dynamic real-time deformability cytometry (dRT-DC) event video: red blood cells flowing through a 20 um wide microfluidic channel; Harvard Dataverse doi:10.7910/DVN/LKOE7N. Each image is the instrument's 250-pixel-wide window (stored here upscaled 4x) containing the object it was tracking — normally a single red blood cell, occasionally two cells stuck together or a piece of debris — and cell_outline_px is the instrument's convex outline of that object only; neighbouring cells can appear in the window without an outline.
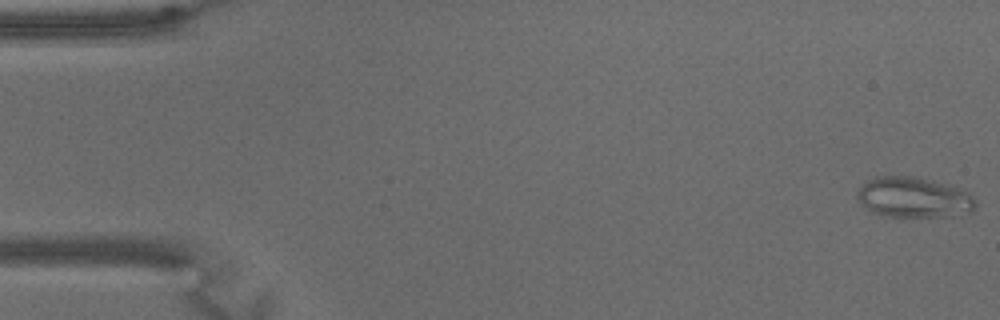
{"species": "common noctule bat (a hibernating species)", "species_latin": "Nyctalus noctula", "temperature_condition": "warm", "stored_images_in_passage": 64, "camera_frame_rate_fps": 3000, "um_per_image_px": 0.085, "animal": {"sex": "male", "body_mass_g": 15.6}, "frame": {"image": 1, "passage_image": 1, "time_ms": 0.0, "image_size_px": [1000, 320], "cell_outline_px": [[976, 208], [972, 212], [952, 216], [888, 216], [872, 212], [864, 208], [856, 200], [856, 192], [868, 180], [876, 176], [916, 176], [932, 180], [968, 192], [976, 200]], "centroid_in_image_um": [77.64, 16.78], "position_along_channel_um": 7.4, "area_um2": 27.98}}
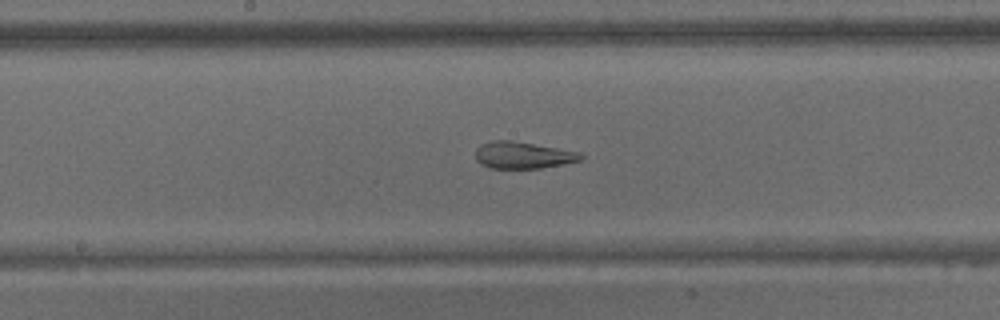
{"frame": {"image": 2, "passage_image": 33, "time_ms": 10.667, "image_size_px": [1000, 320], "cell_outline_px": [[584, 156], [580, 160], [564, 164], [540, 168], [488, 168], [480, 164], [476, 160], [476, 148], [480, 144], [492, 140], [512, 140], [580, 152]], "centroid_in_image_um": [44.41, 13.19], "position_along_channel_um": 203.8, "area_um2": 16.53}}
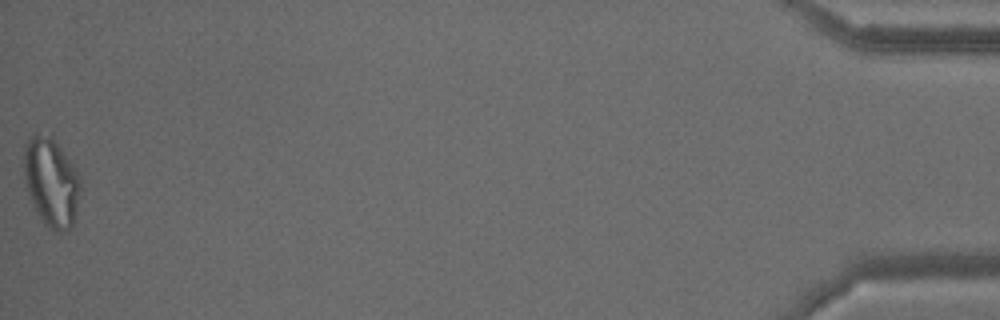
{"frame": {"image": 3, "passage_image": 64, "time_ms": 21.0, "image_size_px": [1000, 320], "cell_outline_px": [[80, 188], [76, 208], [72, 224], [68, 228], [60, 232], [56, 232], [44, 224], [28, 192], [24, 180], [20, 164], [24, 144], [28, 136], [52, 136], [72, 164], [80, 180]], "centroid_in_image_um": [4.29, 15.43], "position_along_channel_um": 430.9, "area_um2": 28.96}, "authors_computed_cell_mechanics": {"area_um2": 23.2067, "velocity_mm_per_s": 3.1537, "shape_relaxation_time_tau1_ms": null, "shape_relaxation_time_tau2_ms": 2.2175, "deformation_change_tau1": null, "deformation_change_tau2": 0.0968}}